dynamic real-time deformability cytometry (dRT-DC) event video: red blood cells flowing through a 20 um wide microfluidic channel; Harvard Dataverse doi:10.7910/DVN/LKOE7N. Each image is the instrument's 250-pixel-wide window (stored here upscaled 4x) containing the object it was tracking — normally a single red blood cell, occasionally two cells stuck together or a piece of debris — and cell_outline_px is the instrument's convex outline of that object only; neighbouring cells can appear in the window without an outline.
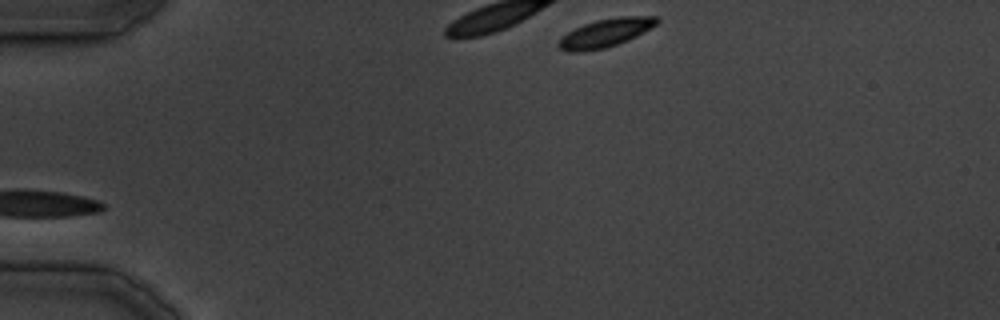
{"species": "common noctule bat (a hibernating species)", "species_latin": "Nyctalus noctula", "temperature_condition": "cold", "stored_images_in_passage": 6, "camera_frame_rate_fps": 3000, "um_per_image_px": 0.085, "animal": {"sex": "male", "body_mass_g": 19.5, "forearm_length_mm": 54.6}, "frame": {"image": 1, "passage_image": 1, "time_ms": 0.0, "image_size_px": [1000, 320], "cell_outline_px": [[660, 20], [656, 24], [644, 32], [628, 40], [604, 48], [576, 52], [572, 52], [560, 48], [556, 44], [568, 32], [584, 24], [596, 20], [620, 16], [660, 16]], "centroid_in_image_um": [51.51, 2.78], "position_along_channel_um": 33.5, "area_um2": 15.95}}